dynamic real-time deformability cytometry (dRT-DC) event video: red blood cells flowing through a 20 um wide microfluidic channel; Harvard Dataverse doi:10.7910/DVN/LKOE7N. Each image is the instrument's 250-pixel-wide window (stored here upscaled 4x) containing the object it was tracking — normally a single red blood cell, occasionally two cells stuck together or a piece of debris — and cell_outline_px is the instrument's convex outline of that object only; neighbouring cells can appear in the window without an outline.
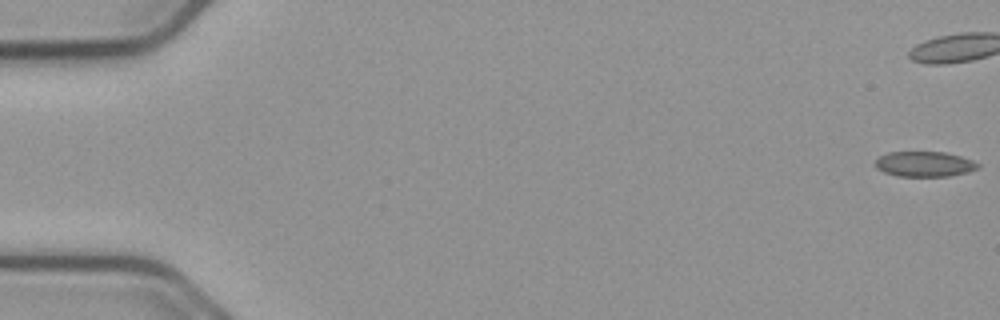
{"species": "common noctule bat (a hibernating species)", "species_latin": "Nyctalus noctula", "temperature_condition": "cold", "stored_images_in_passage": 51, "camera_frame_rate_fps": 3000, "um_per_image_px": 0.085, "animal": {"sex": "male", "body_mass_g": 23.1, "forearm_length_mm": 52.7}, "frame": {"image": 1, "passage_image": 1, "time_ms": 0.0, "image_size_px": [1000, 320], "cell_outline_px": [[980, 168], [968, 172], [948, 176], [896, 176], [884, 172], [876, 168], [876, 160], [880, 156], [888, 152], [944, 152], [960, 156], [972, 160], [980, 164]], "centroid_in_image_um": [78.6, 13.95], "position_along_channel_um": 6.4, "area_um2": 15.09}}
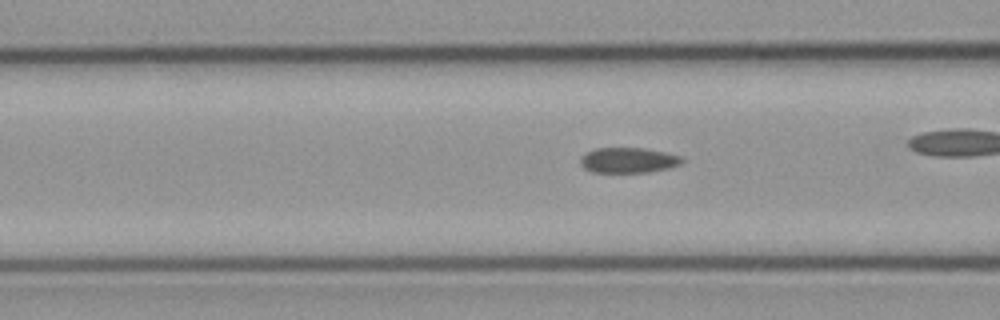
{"frame": {"image": 2, "passage_image": 22, "time_ms": 7.0, "image_size_px": [1000, 320], "cell_outline_px": [[684, 160], [680, 164], [672, 168], [648, 172], [592, 172], [584, 168], [580, 164], [580, 156], [596, 148], [644, 148], [664, 152], [680, 156]], "centroid_in_image_um": [53.41, 13.62], "position_along_channel_um": 113.2, "area_um2": 15.03}}